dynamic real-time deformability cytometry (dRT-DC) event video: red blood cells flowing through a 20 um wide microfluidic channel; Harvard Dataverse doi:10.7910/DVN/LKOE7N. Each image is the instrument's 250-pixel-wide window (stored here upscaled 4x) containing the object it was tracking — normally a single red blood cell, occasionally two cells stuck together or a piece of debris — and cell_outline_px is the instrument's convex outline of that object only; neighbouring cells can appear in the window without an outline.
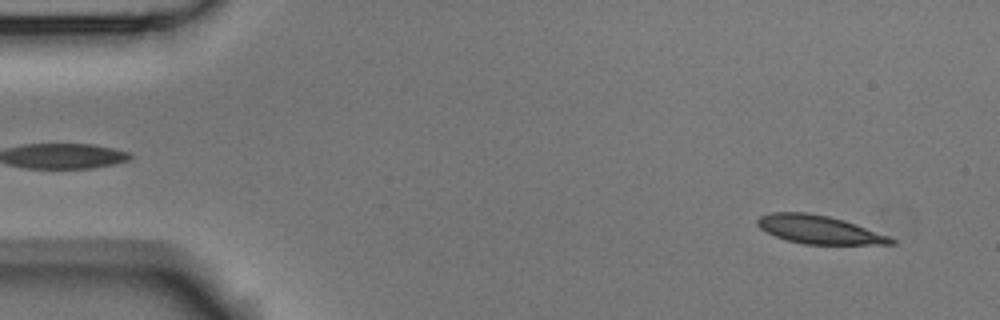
{"species": "Egyptian fruit bat (a non-hibernating species)", "species_latin": "Rousettus aegyptiacus", "temperature_condition": "room temperature", "stored_images_in_passage": 5, "segment_of_instrument_passage": [1, 2], "camera_frame_rate_fps": 3000, "um_per_image_px": 0.085, "animal": {"sex": "male"}, "frame": {"image": 1, "passage_image": 1, "time_ms": 0.0, "image_size_px": [1000, 320], "cell_outline_px": [[896, 244], [804, 244], [788, 240], [776, 236], [760, 228], [756, 224], [756, 220], [760, 216], [772, 212], [808, 212], [828, 216], [844, 220], [856, 224], [888, 236], [896, 240]], "centroid_in_image_um": [69.61, 19.51], "position_along_channel_um": 15.4, "area_um2": 21.85}}
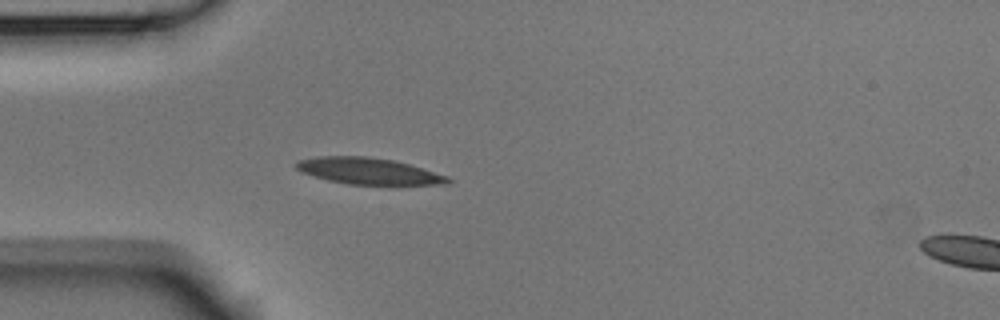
{"frame": {"image": 2, "passage_image": 4, "time_ms": 1.0, "image_size_px": [1000, 320], "cell_outline_px": [[452, 180], [448, 184], [388, 188], [348, 184], [328, 180], [300, 172], [296, 168], [296, 160], [316, 156], [368, 156], [392, 160], [408, 164], [448, 176]], "centroid_in_image_um": [31.41, 14.6], "position_along_channel_um": 53.6, "area_um2": 24.62}}